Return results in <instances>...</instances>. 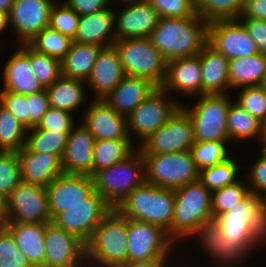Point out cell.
Returning a JSON list of instances; mask_svg holds the SVG:
<instances>
[{
    "mask_svg": "<svg viewBox=\"0 0 266 267\" xmlns=\"http://www.w3.org/2000/svg\"><path fill=\"white\" fill-rule=\"evenodd\" d=\"M239 18H253L266 21V0H244Z\"/></svg>",
    "mask_w": 266,
    "mask_h": 267,
    "instance_id": "obj_55",
    "label": "cell"
},
{
    "mask_svg": "<svg viewBox=\"0 0 266 267\" xmlns=\"http://www.w3.org/2000/svg\"><path fill=\"white\" fill-rule=\"evenodd\" d=\"M160 18H190L198 16L196 0H149Z\"/></svg>",
    "mask_w": 266,
    "mask_h": 267,
    "instance_id": "obj_48",
    "label": "cell"
},
{
    "mask_svg": "<svg viewBox=\"0 0 266 267\" xmlns=\"http://www.w3.org/2000/svg\"><path fill=\"white\" fill-rule=\"evenodd\" d=\"M20 182L18 153L0 152V196L5 200Z\"/></svg>",
    "mask_w": 266,
    "mask_h": 267,
    "instance_id": "obj_44",
    "label": "cell"
},
{
    "mask_svg": "<svg viewBox=\"0 0 266 267\" xmlns=\"http://www.w3.org/2000/svg\"><path fill=\"white\" fill-rule=\"evenodd\" d=\"M73 119L71 112L50 107L38 126L31 129H47L52 132L70 133L75 126Z\"/></svg>",
    "mask_w": 266,
    "mask_h": 267,
    "instance_id": "obj_49",
    "label": "cell"
},
{
    "mask_svg": "<svg viewBox=\"0 0 266 267\" xmlns=\"http://www.w3.org/2000/svg\"><path fill=\"white\" fill-rule=\"evenodd\" d=\"M94 190L116 208L135 188L145 182V163L137 150L127 159L97 172L93 177Z\"/></svg>",
    "mask_w": 266,
    "mask_h": 267,
    "instance_id": "obj_6",
    "label": "cell"
},
{
    "mask_svg": "<svg viewBox=\"0 0 266 267\" xmlns=\"http://www.w3.org/2000/svg\"><path fill=\"white\" fill-rule=\"evenodd\" d=\"M53 0H14L9 14V25L24 44L34 38L50 24V11Z\"/></svg>",
    "mask_w": 266,
    "mask_h": 267,
    "instance_id": "obj_17",
    "label": "cell"
},
{
    "mask_svg": "<svg viewBox=\"0 0 266 267\" xmlns=\"http://www.w3.org/2000/svg\"><path fill=\"white\" fill-rule=\"evenodd\" d=\"M73 39L50 26L42 29L28 44L37 52L62 61L70 50Z\"/></svg>",
    "mask_w": 266,
    "mask_h": 267,
    "instance_id": "obj_39",
    "label": "cell"
},
{
    "mask_svg": "<svg viewBox=\"0 0 266 267\" xmlns=\"http://www.w3.org/2000/svg\"><path fill=\"white\" fill-rule=\"evenodd\" d=\"M195 234L200 236L201 242L199 243L204 247L203 249L206 248L205 250L211 254L215 263H219L221 266L234 262L239 263L247 256L237 244L224 239L220 227L214 220L201 225Z\"/></svg>",
    "mask_w": 266,
    "mask_h": 267,
    "instance_id": "obj_30",
    "label": "cell"
},
{
    "mask_svg": "<svg viewBox=\"0 0 266 267\" xmlns=\"http://www.w3.org/2000/svg\"><path fill=\"white\" fill-rule=\"evenodd\" d=\"M25 146L32 152L48 153L63 158L69 133L47 129H28Z\"/></svg>",
    "mask_w": 266,
    "mask_h": 267,
    "instance_id": "obj_37",
    "label": "cell"
},
{
    "mask_svg": "<svg viewBox=\"0 0 266 267\" xmlns=\"http://www.w3.org/2000/svg\"><path fill=\"white\" fill-rule=\"evenodd\" d=\"M174 190L144 182L135 188L115 209L127 219L158 225L172 239Z\"/></svg>",
    "mask_w": 266,
    "mask_h": 267,
    "instance_id": "obj_3",
    "label": "cell"
},
{
    "mask_svg": "<svg viewBox=\"0 0 266 267\" xmlns=\"http://www.w3.org/2000/svg\"><path fill=\"white\" fill-rule=\"evenodd\" d=\"M167 262L168 258H156L140 261H127L115 267H165Z\"/></svg>",
    "mask_w": 266,
    "mask_h": 267,
    "instance_id": "obj_56",
    "label": "cell"
},
{
    "mask_svg": "<svg viewBox=\"0 0 266 267\" xmlns=\"http://www.w3.org/2000/svg\"><path fill=\"white\" fill-rule=\"evenodd\" d=\"M112 10L109 7L97 13L80 16L78 30L73 41L102 47L114 45L116 40L113 30L114 10ZM110 32L113 33L110 34Z\"/></svg>",
    "mask_w": 266,
    "mask_h": 267,
    "instance_id": "obj_29",
    "label": "cell"
},
{
    "mask_svg": "<svg viewBox=\"0 0 266 267\" xmlns=\"http://www.w3.org/2000/svg\"><path fill=\"white\" fill-rule=\"evenodd\" d=\"M264 218L266 222V197L264 198Z\"/></svg>",
    "mask_w": 266,
    "mask_h": 267,
    "instance_id": "obj_63",
    "label": "cell"
},
{
    "mask_svg": "<svg viewBox=\"0 0 266 267\" xmlns=\"http://www.w3.org/2000/svg\"><path fill=\"white\" fill-rule=\"evenodd\" d=\"M227 96L200 95L193 108L181 105L193 122L195 141H229L227 114L232 101Z\"/></svg>",
    "mask_w": 266,
    "mask_h": 267,
    "instance_id": "obj_9",
    "label": "cell"
},
{
    "mask_svg": "<svg viewBox=\"0 0 266 267\" xmlns=\"http://www.w3.org/2000/svg\"><path fill=\"white\" fill-rule=\"evenodd\" d=\"M94 190L90 175L62 173L46 187L51 220L67 207L80 203Z\"/></svg>",
    "mask_w": 266,
    "mask_h": 267,
    "instance_id": "obj_18",
    "label": "cell"
},
{
    "mask_svg": "<svg viewBox=\"0 0 266 267\" xmlns=\"http://www.w3.org/2000/svg\"><path fill=\"white\" fill-rule=\"evenodd\" d=\"M133 147L132 140L96 141L93 152L92 177L97 172L127 159L136 151Z\"/></svg>",
    "mask_w": 266,
    "mask_h": 267,
    "instance_id": "obj_35",
    "label": "cell"
},
{
    "mask_svg": "<svg viewBox=\"0 0 266 267\" xmlns=\"http://www.w3.org/2000/svg\"><path fill=\"white\" fill-rule=\"evenodd\" d=\"M242 24L254 40L258 53L266 55V21L253 18H242Z\"/></svg>",
    "mask_w": 266,
    "mask_h": 267,
    "instance_id": "obj_53",
    "label": "cell"
},
{
    "mask_svg": "<svg viewBox=\"0 0 266 267\" xmlns=\"http://www.w3.org/2000/svg\"><path fill=\"white\" fill-rule=\"evenodd\" d=\"M226 143L227 141H195L190 152L197 169L200 171L231 158Z\"/></svg>",
    "mask_w": 266,
    "mask_h": 267,
    "instance_id": "obj_41",
    "label": "cell"
},
{
    "mask_svg": "<svg viewBox=\"0 0 266 267\" xmlns=\"http://www.w3.org/2000/svg\"><path fill=\"white\" fill-rule=\"evenodd\" d=\"M261 144H262V150H261V154L264 156V157H266V133H265V135H264V137H263V139L261 140Z\"/></svg>",
    "mask_w": 266,
    "mask_h": 267,
    "instance_id": "obj_61",
    "label": "cell"
},
{
    "mask_svg": "<svg viewBox=\"0 0 266 267\" xmlns=\"http://www.w3.org/2000/svg\"><path fill=\"white\" fill-rule=\"evenodd\" d=\"M266 75V55L256 54L229 60L230 88L261 86Z\"/></svg>",
    "mask_w": 266,
    "mask_h": 267,
    "instance_id": "obj_31",
    "label": "cell"
},
{
    "mask_svg": "<svg viewBox=\"0 0 266 267\" xmlns=\"http://www.w3.org/2000/svg\"><path fill=\"white\" fill-rule=\"evenodd\" d=\"M3 69L2 91L28 95L45 90L32 72L30 58L21 49L13 53Z\"/></svg>",
    "mask_w": 266,
    "mask_h": 267,
    "instance_id": "obj_27",
    "label": "cell"
},
{
    "mask_svg": "<svg viewBox=\"0 0 266 267\" xmlns=\"http://www.w3.org/2000/svg\"><path fill=\"white\" fill-rule=\"evenodd\" d=\"M21 181L48 187L55 178L61 175L62 160L55 155L30 151L24 146L18 152Z\"/></svg>",
    "mask_w": 266,
    "mask_h": 267,
    "instance_id": "obj_24",
    "label": "cell"
},
{
    "mask_svg": "<svg viewBox=\"0 0 266 267\" xmlns=\"http://www.w3.org/2000/svg\"><path fill=\"white\" fill-rule=\"evenodd\" d=\"M85 261L86 244L83 241L53 222L46 224L45 267H83Z\"/></svg>",
    "mask_w": 266,
    "mask_h": 267,
    "instance_id": "obj_16",
    "label": "cell"
},
{
    "mask_svg": "<svg viewBox=\"0 0 266 267\" xmlns=\"http://www.w3.org/2000/svg\"><path fill=\"white\" fill-rule=\"evenodd\" d=\"M195 142L194 126L180 107L175 114L137 147L143 155L189 151Z\"/></svg>",
    "mask_w": 266,
    "mask_h": 267,
    "instance_id": "obj_10",
    "label": "cell"
},
{
    "mask_svg": "<svg viewBox=\"0 0 266 267\" xmlns=\"http://www.w3.org/2000/svg\"><path fill=\"white\" fill-rule=\"evenodd\" d=\"M127 218L112 209L96 227L86 243V263L89 260L104 267L127 262Z\"/></svg>",
    "mask_w": 266,
    "mask_h": 267,
    "instance_id": "obj_5",
    "label": "cell"
},
{
    "mask_svg": "<svg viewBox=\"0 0 266 267\" xmlns=\"http://www.w3.org/2000/svg\"><path fill=\"white\" fill-rule=\"evenodd\" d=\"M244 0H196L197 14L206 22L239 19Z\"/></svg>",
    "mask_w": 266,
    "mask_h": 267,
    "instance_id": "obj_40",
    "label": "cell"
},
{
    "mask_svg": "<svg viewBox=\"0 0 266 267\" xmlns=\"http://www.w3.org/2000/svg\"><path fill=\"white\" fill-rule=\"evenodd\" d=\"M159 18L150 2L126 5L121 13L114 11L115 40L150 37Z\"/></svg>",
    "mask_w": 266,
    "mask_h": 267,
    "instance_id": "obj_20",
    "label": "cell"
},
{
    "mask_svg": "<svg viewBox=\"0 0 266 267\" xmlns=\"http://www.w3.org/2000/svg\"><path fill=\"white\" fill-rule=\"evenodd\" d=\"M59 4L55 2L51 7L49 26L61 34L74 39L78 30L80 15L65 2Z\"/></svg>",
    "mask_w": 266,
    "mask_h": 267,
    "instance_id": "obj_45",
    "label": "cell"
},
{
    "mask_svg": "<svg viewBox=\"0 0 266 267\" xmlns=\"http://www.w3.org/2000/svg\"><path fill=\"white\" fill-rule=\"evenodd\" d=\"M175 195L172 240L194 235L199 227L213 220L212 191L199 180L173 189ZM182 236V237H181Z\"/></svg>",
    "mask_w": 266,
    "mask_h": 267,
    "instance_id": "obj_4",
    "label": "cell"
},
{
    "mask_svg": "<svg viewBox=\"0 0 266 267\" xmlns=\"http://www.w3.org/2000/svg\"><path fill=\"white\" fill-rule=\"evenodd\" d=\"M242 19L216 20L208 25L207 43L227 59L258 54Z\"/></svg>",
    "mask_w": 266,
    "mask_h": 267,
    "instance_id": "obj_15",
    "label": "cell"
},
{
    "mask_svg": "<svg viewBox=\"0 0 266 267\" xmlns=\"http://www.w3.org/2000/svg\"><path fill=\"white\" fill-rule=\"evenodd\" d=\"M227 129L229 141H243L254 137L261 141L266 133V127L234 101L229 106Z\"/></svg>",
    "mask_w": 266,
    "mask_h": 267,
    "instance_id": "obj_34",
    "label": "cell"
},
{
    "mask_svg": "<svg viewBox=\"0 0 266 267\" xmlns=\"http://www.w3.org/2000/svg\"><path fill=\"white\" fill-rule=\"evenodd\" d=\"M202 77V95L227 94L230 88L229 59L208 43L199 52Z\"/></svg>",
    "mask_w": 266,
    "mask_h": 267,
    "instance_id": "obj_26",
    "label": "cell"
},
{
    "mask_svg": "<svg viewBox=\"0 0 266 267\" xmlns=\"http://www.w3.org/2000/svg\"><path fill=\"white\" fill-rule=\"evenodd\" d=\"M125 75L149 79L157 87L164 83L167 61L150 37L115 41Z\"/></svg>",
    "mask_w": 266,
    "mask_h": 267,
    "instance_id": "obj_7",
    "label": "cell"
},
{
    "mask_svg": "<svg viewBox=\"0 0 266 267\" xmlns=\"http://www.w3.org/2000/svg\"><path fill=\"white\" fill-rule=\"evenodd\" d=\"M95 139L81 123L73 127L62 158V169L67 174H84L92 177Z\"/></svg>",
    "mask_w": 266,
    "mask_h": 267,
    "instance_id": "obj_22",
    "label": "cell"
},
{
    "mask_svg": "<svg viewBox=\"0 0 266 267\" xmlns=\"http://www.w3.org/2000/svg\"><path fill=\"white\" fill-rule=\"evenodd\" d=\"M167 95L169 96L158 87L126 118L129 138L130 131H133L142 143L175 114L182 104L169 101Z\"/></svg>",
    "mask_w": 266,
    "mask_h": 267,
    "instance_id": "obj_13",
    "label": "cell"
},
{
    "mask_svg": "<svg viewBox=\"0 0 266 267\" xmlns=\"http://www.w3.org/2000/svg\"><path fill=\"white\" fill-rule=\"evenodd\" d=\"M237 101L253 117L266 127V91L261 86L240 88Z\"/></svg>",
    "mask_w": 266,
    "mask_h": 267,
    "instance_id": "obj_46",
    "label": "cell"
},
{
    "mask_svg": "<svg viewBox=\"0 0 266 267\" xmlns=\"http://www.w3.org/2000/svg\"><path fill=\"white\" fill-rule=\"evenodd\" d=\"M83 80L61 76L45 88L50 107L73 113L85 99Z\"/></svg>",
    "mask_w": 266,
    "mask_h": 267,
    "instance_id": "obj_33",
    "label": "cell"
},
{
    "mask_svg": "<svg viewBox=\"0 0 266 267\" xmlns=\"http://www.w3.org/2000/svg\"><path fill=\"white\" fill-rule=\"evenodd\" d=\"M9 24V14L0 11V32H2Z\"/></svg>",
    "mask_w": 266,
    "mask_h": 267,
    "instance_id": "obj_59",
    "label": "cell"
},
{
    "mask_svg": "<svg viewBox=\"0 0 266 267\" xmlns=\"http://www.w3.org/2000/svg\"><path fill=\"white\" fill-rule=\"evenodd\" d=\"M261 87L266 91V75H265V77L263 79V82L261 84Z\"/></svg>",
    "mask_w": 266,
    "mask_h": 267,
    "instance_id": "obj_62",
    "label": "cell"
},
{
    "mask_svg": "<svg viewBox=\"0 0 266 267\" xmlns=\"http://www.w3.org/2000/svg\"><path fill=\"white\" fill-rule=\"evenodd\" d=\"M247 183L251 193L266 197V157L261 153L257 161L252 165L250 173L247 175ZM264 193V194H262Z\"/></svg>",
    "mask_w": 266,
    "mask_h": 267,
    "instance_id": "obj_51",
    "label": "cell"
},
{
    "mask_svg": "<svg viewBox=\"0 0 266 267\" xmlns=\"http://www.w3.org/2000/svg\"><path fill=\"white\" fill-rule=\"evenodd\" d=\"M6 225L5 200L0 196V229L5 228Z\"/></svg>",
    "mask_w": 266,
    "mask_h": 267,
    "instance_id": "obj_57",
    "label": "cell"
},
{
    "mask_svg": "<svg viewBox=\"0 0 266 267\" xmlns=\"http://www.w3.org/2000/svg\"><path fill=\"white\" fill-rule=\"evenodd\" d=\"M102 46L73 41L61 61L62 76L87 81Z\"/></svg>",
    "mask_w": 266,
    "mask_h": 267,
    "instance_id": "obj_32",
    "label": "cell"
},
{
    "mask_svg": "<svg viewBox=\"0 0 266 267\" xmlns=\"http://www.w3.org/2000/svg\"><path fill=\"white\" fill-rule=\"evenodd\" d=\"M0 103L6 107L27 129H30V113L26 95L0 91Z\"/></svg>",
    "mask_w": 266,
    "mask_h": 267,
    "instance_id": "obj_50",
    "label": "cell"
},
{
    "mask_svg": "<svg viewBox=\"0 0 266 267\" xmlns=\"http://www.w3.org/2000/svg\"><path fill=\"white\" fill-rule=\"evenodd\" d=\"M14 0H0V11L10 14Z\"/></svg>",
    "mask_w": 266,
    "mask_h": 267,
    "instance_id": "obj_58",
    "label": "cell"
},
{
    "mask_svg": "<svg viewBox=\"0 0 266 267\" xmlns=\"http://www.w3.org/2000/svg\"><path fill=\"white\" fill-rule=\"evenodd\" d=\"M247 184L238 179L233 184L212 191L213 218L239 204L250 193Z\"/></svg>",
    "mask_w": 266,
    "mask_h": 267,
    "instance_id": "obj_43",
    "label": "cell"
},
{
    "mask_svg": "<svg viewBox=\"0 0 266 267\" xmlns=\"http://www.w3.org/2000/svg\"><path fill=\"white\" fill-rule=\"evenodd\" d=\"M111 0H65V3L80 16L108 9Z\"/></svg>",
    "mask_w": 266,
    "mask_h": 267,
    "instance_id": "obj_54",
    "label": "cell"
},
{
    "mask_svg": "<svg viewBox=\"0 0 266 267\" xmlns=\"http://www.w3.org/2000/svg\"><path fill=\"white\" fill-rule=\"evenodd\" d=\"M213 220L220 227L224 239L237 244L246 254L259 243H266L264 198L251 192L234 208Z\"/></svg>",
    "mask_w": 266,
    "mask_h": 267,
    "instance_id": "obj_2",
    "label": "cell"
},
{
    "mask_svg": "<svg viewBox=\"0 0 266 267\" xmlns=\"http://www.w3.org/2000/svg\"><path fill=\"white\" fill-rule=\"evenodd\" d=\"M120 54L115 45L102 47L97 55L91 75L86 82L96 94L94 99H102L125 77Z\"/></svg>",
    "mask_w": 266,
    "mask_h": 267,
    "instance_id": "obj_21",
    "label": "cell"
},
{
    "mask_svg": "<svg viewBox=\"0 0 266 267\" xmlns=\"http://www.w3.org/2000/svg\"><path fill=\"white\" fill-rule=\"evenodd\" d=\"M46 224L7 222L6 225L32 267H45Z\"/></svg>",
    "mask_w": 266,
    "mask_h": 267,
    "instance_id": "obj_28",
    "label": "cell"
},
{
    "mask_svg": "<svg viewBox=\"0 0 266 267\" xmlns=\"http://www.w3.org/2000/svg\"><path fill=\"white\" fill-rule=\"evenodd\" d=\"M83 124L99 140H132L127 132L126 117L118 114L103 99H95L84 112Z\"/></svg>",
    "mask_w": 266,
    "mask_h": 267,
    "instance_id": "obj_19",
    "label": "cell"
},
{
    "mask_svg": "<svg viewBox=\"0 0 266 267\" xmlns=\"http://www.w3.org/2000/svg\"><path fill=\"white\" fill-rule=\"evenodd\" d=\"M0 267H32L6 227L0 229Z\"/></svg>",
    "mask_w": 266,
    "mask_h": 267,
    "instance_id": "obj_47",
    "label": "cell"
},
{
    "mask_svg": "<svg viewBox=\"0 0 266 267\" xmlns=\"http://www.w3.org/2000/svg\"><path fill=\"white\" fill-rule=\"evenodd\" d=\"M127 261L169 258L174 241L162 227L127 219Z\"/></svg>",
    "mask_w": 266,
    "mask_h": 267,
    "instance_id": "obj_14",
    "label": "cell"
},
{
    "mask_svg": "<svg viewBox=\"0 0 266 267\" xmlns=\"http://www.w3.org/2000/svg\"><path fill=\"white\" fill-rule=\"evenodd\" d=\"M7 222L50 223L46 187L20 182L5 199Z\"/></svg>",
    "mask_w": 266,
    "mask_h": 267,
    "instance_id": "obj_12",
    "label": "cell"
},
{
    "mask_svg": "<svg viewBox=\"0 0 266 267\" xmlns=\"http://www.w3.org/2000/svg\"><path fill=\"white\" fill-rule=\"evenodd\" d=\"M121 2H125V5H132V4H139V3H146L149 2V0H120Z\"/></svg>",
    "mask_w": 266,
    "mask_h": 267,
    "instance_id": "obj_60",
    "label": "cell"
},
{
    "mask_svg": "<svg viewBox=\"0 0 266 267\" xmlns=\"http://www.w3.org/2000/svg\"><path fill=\"white\" fill-rule=\"evenodd\" d=\"M20 49L30 58L34 76L44 88L52 85L62 76L61 61L34 50L28 43L21 44Z\"/></svg>",
    "mask_w": 266,
    "mask_h": 267,
    "instance_id": "obj_38",
    "label": "cell"
},
{
    "mask_svg": "<svg viewBox=\"0 0 266 267\" xmlns=\"http://www.w3.org/2000/svg\"><path fill=\"white\" fill-rule=\"evenodd\" d=\"M158 87L143 77L125 76L124 79L102 99L118 114L126 118Z\"/></svg>",
    "mask_w": 266,
    "mask_h": 267,
    "instance_id": "obj_25",
    "label": "cell"
},
{
    "mask_svg": "<svg viewBox=\"0 0 266 267\" xmlns=\"http://www.w3.org/2000/svg\"><path fill=\"white\" fill-rule=\"evenodd\" d=\"M145 182L161 188L175 189L199 180V170L189 151L143 155Z\"/></svg>",
    "mask_w": 266,
    "mask_h": 267,
    "instance_id": "obj_8",
    "label": "cell"
},
{
    "mask_svg": "<svg viewBox=\"0 0 266 267\" xmlns=\"http://www.w3.org/2000/svg\"><path fill=\"white\" fill-rule=\"evenodd\" d=\"M161 88L186 95H202V77L199 54L167 62L166 77ZM195 93V94H194Z\"/></svg>",
    "mask_w": 266,
    "mask_h": 267,
    "instance_id": "obj_23",
    "label": "cell"
},
{
    "mask_svg": "<svg viewBox=\"0 0 266 267\" xmlns=\"http://www.w3.org/2000/svg\"><path fill=\"white\" fill-rule=\"evenodd\" d=\"M113 208L93 190L82 202L67 207L52 222L76 237L85 244L93 235L101 220Z\"/></svg>",
    "mask_w": 266,
    "mask_h": 267,
    "instance_id": "obj_11",
    "label": "cell"
},
{
    "mask_svg": "<svg viewBox=\"0 0 266 267\" xmlns=\"http://www.w3.org/2000/svg\"><path fill=\"white\" fill-rule=\"evenodd\" d=\"M30 113V129L38 126L43 116L50 108V102L46 90L26 95Z\"/></svg>",
    "mask_w": 266,
    "mask_h": 267,
    "instance_id": "obj_52",
    "label": "cell"
},
{
    "mask_svg": "<svg viewBox=\"0 0 266 267\" xmlns=\"http://www.w3.org/2000/svg\"><path fill=\"white\" fill-rule=\"evenodd\" d=\"M27 128L0 103V152L18 153L26 144Z\"/></svg>",
    "mask_w": 266,
    "mask_h": 267,
    "instance_id": "obj_36",
    "label": "cell"
},
{
    "mask_svg": "<svg viewBox=\"0 0 266 267\" xmlns=\"http://www.w3.org/2000/svg\"><path fill=\"white\" fill-rule=\"evenodd\" d=\"M238 164L232 158L199 171V181L210 191L237 182Z\"/></svg>",
    "mask_w": 266,
    "mask_h": 267,
    "instance_id": "obj_42",
    "label": "cell"
},
{
    "mask_svg": "<svg viewBox=\"0 0 266 267\" xmlns=\"http://www.w3.org/2000/svg\"><path fill=\"white\" fill-rule=\"evenodd\" d=\"M208 25L203 18H159L150 35L152 44L169 62L199 54L208 41Z\"/></svg>",
    "mask_w": 266,
    "mask_h": 267,
    "instance_id": "obj_1",
    "label": "cell"
}]
</instances>
